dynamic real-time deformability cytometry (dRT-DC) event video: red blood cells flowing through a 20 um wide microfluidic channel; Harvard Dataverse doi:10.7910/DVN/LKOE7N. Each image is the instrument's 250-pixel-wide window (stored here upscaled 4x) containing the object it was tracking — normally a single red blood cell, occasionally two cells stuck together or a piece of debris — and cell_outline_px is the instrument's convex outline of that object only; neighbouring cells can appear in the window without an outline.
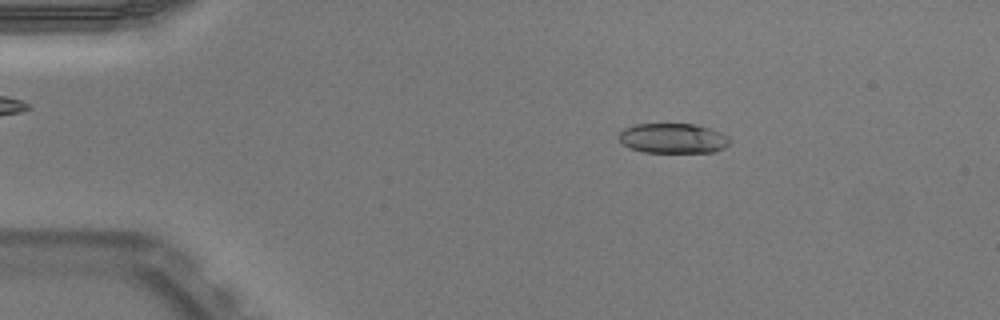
{"species": "Egyptian fruit bat (a non-hibernating species)", "species_latin": "Rousettus aegyptiacus", "temperature_condition": "warm", "stored_images_in_passage": 47, "camera_frame_rate_fps": 3000, "um_per_image_px": 0.085, "animal": {"sex": "male"}, "frame": {"image": 1, "passage_image": 5, "time_ms": 1.333, "image_size_px": [1000, 320], "cell_outline_px": [[732, 140], [724, 148], [712, 152], [644, 152], [628, 148], [616, 136], [624, 128], [636, 124], [696, 124], [720, 132], [728, 136]], "centroid_in_image_um": [57.19, 11.75], "position_along_channel_um": 27.8, "area_um2": 19.42}}
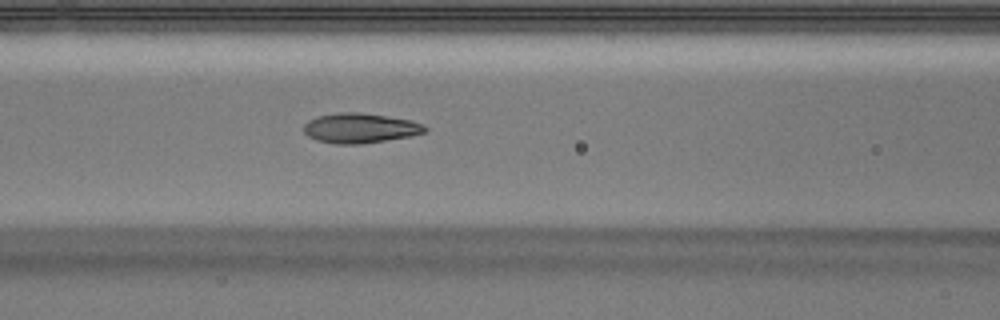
{"frame": {"image": 2, "passage_image": 18, "time_ms": 5.667, "image_size_px": [1000, 320], "cell_outline_px": [[428, 132], [412, 136], [360, 144], [336, 144], [316, 140], [308, 136], [304, 132], [304, 124], [308, 120], [316, 116], [336, 112], [356, 112], [388, 116], [412, 120], [424, 124], [428, 128]], "centroid_in_image_um": [30.63, 10.88], "position_along_channel_um": 136.0, "area_um2": 21.39}}
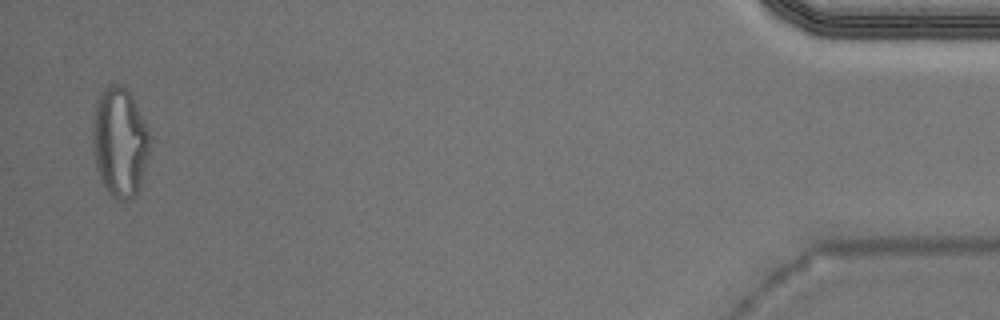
{"frame": {"image": 3, "passage_image": 46, "time_ms": 15.0, "image_size_px": [1000, 320], "cell_outline_px": [[152, 140], [140, 184], [136, 196], [132, 200], [120, 200], [112, 196], [104, 188], [100, 180], [96, 168], [92, 144], [92, 124], [96, 100], [108, 84], [124, 84], [128, 88], [144, 120]], "centroid_in_image_um": [10.17, 12.07], "position_along_channel_um": 425.0, "area_um2": 37.05}, "authors_computed_cell_mechanics": {"area_um2": 20.9814, "velocity_mm_per_s": 3.9727, "shape_relaxation_time_tau1_ms": 6.5607, "shape_relaxation_time_tau2_ms": 1.382, "deformation_change_tau1": 0.2119, "deformation_change_tau2": 0.0801}}